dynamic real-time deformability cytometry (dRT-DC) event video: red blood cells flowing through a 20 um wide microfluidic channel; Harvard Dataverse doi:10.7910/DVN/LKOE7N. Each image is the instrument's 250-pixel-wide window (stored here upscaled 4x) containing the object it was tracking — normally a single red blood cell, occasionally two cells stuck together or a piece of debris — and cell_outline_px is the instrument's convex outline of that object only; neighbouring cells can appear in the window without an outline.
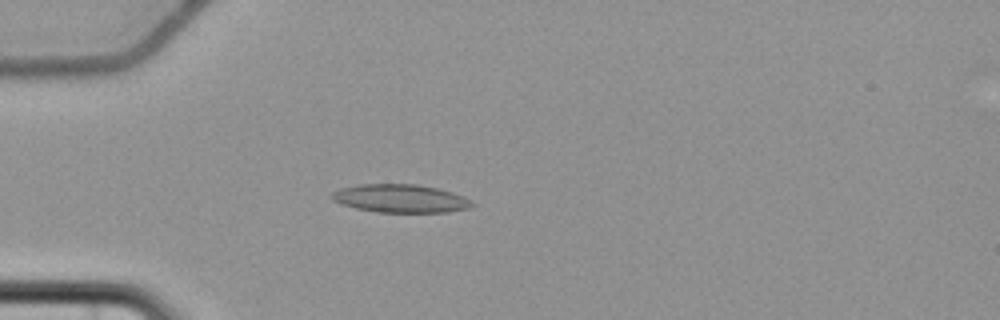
{"species": "common noctule bat (a hibernating species)", "species_latin": "Nyctalus noctula", "temperature_condition": "cold", "stored_images_in_passage": 4, "camera_frame_rate_fps": 3000, "um_per_image_px": 0.085, "animal": {"sex": "female", "body_mass_g": 22.7, "forearm_length_mm": 54.2}, "frame": {"image": 1, "passage_image": 4, "time_ms": 5.0, "image_size_px": [1000, 320], "cell_outline_px": [[476, 204], [468, 208], [448, 212], [380, 212], [356, 208], [332, 200], [332, 192], [340, 188], [360, 184], [416, 184], [436, 188], [452, 192], [464, 196], [472, 200]], "centroid_in_image_um": [34.08, 16.86], "position_along_channel_um": 50.9, "area_um2": 22.95}}